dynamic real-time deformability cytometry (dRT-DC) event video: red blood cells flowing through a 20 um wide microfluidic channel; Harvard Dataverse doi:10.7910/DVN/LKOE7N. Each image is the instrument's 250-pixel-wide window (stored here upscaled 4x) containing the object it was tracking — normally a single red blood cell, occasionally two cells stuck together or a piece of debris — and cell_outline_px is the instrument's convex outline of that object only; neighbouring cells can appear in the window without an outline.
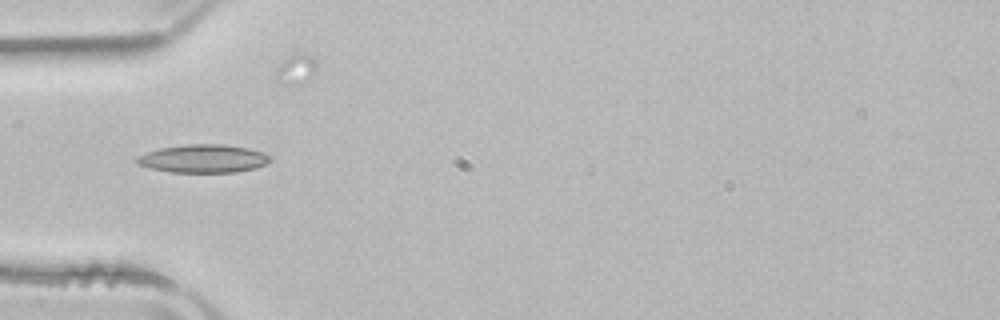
{"species": "common noctule bat (a hibernating species)", "species_latin": "Nyctalus noctula", "temperature_condition": "room temperature", "stored_images_in_passage": 38, "camera_frame_rate_fps": 3000, "um_per_image_px": 0.085, "animal": {"sex": "male", "body_mass_g": 21.5, "forearm_length_mm": 52.0}, "frame": {"image": 1, "passage_image": 1, "time_ms": 0.0, "image_size_px": [1000, 320], "cell_outline_px": [[272, 160], [268, 164], [256, 168], [236, 172], [168, 172], [136, 164], [136, 156], [160, 148], [188, 144], [224, 144], [248, 148], [264, 152]], "centroid_in_image_um": [17.3, 13.48], "position_along_channel_um": 67.7, "area_um2": 21.96}}
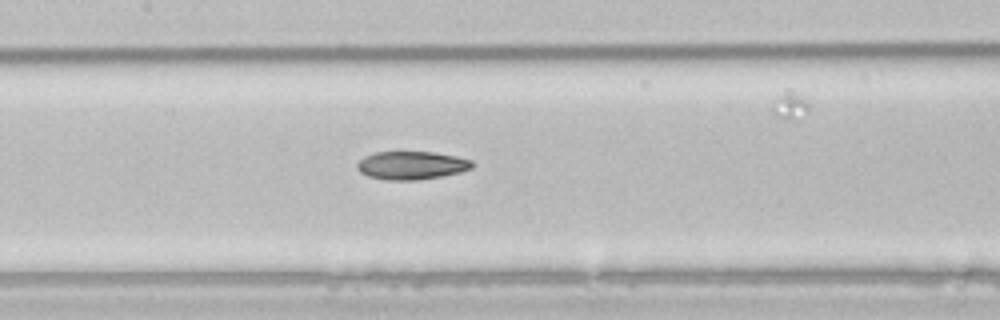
{"frame": {"image": 2, "passage_image": 9, "time_ms": 2.667, "image_size_px": [1000, 320], "cell_outline_px": [[472, 168], [460, 172], [440, 176], [416, 180], [384, 180], [368, 176], [360, 172], [356, 168], [356, 164], [364, 156], [376, 152], [436, 152], [456, 156], [472, 160]], "centroid_in_image_um": [34.95, 14.05], "position_along_channel_um": 172.4, "area_um2": 18.9}}
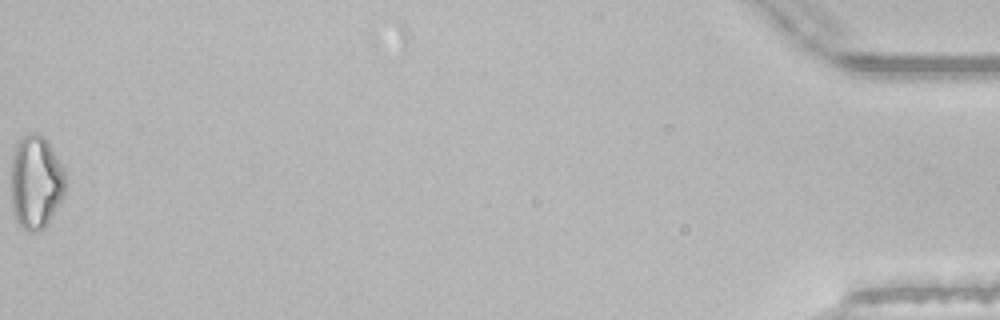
{"frame": {"image": 3, "passage_image": 37, "time_ms": 12.0, "image_size_px": [1000, 320], "cell_outline_px": [[64, 192], [48, 224], [44, 228], [32, 232], [28, 232], [16, 220], [12, 212], [12, 156], [16, 144], [24, 136], [32, 132], [36, 132], [44, 136], [60, 164], [64, 172]], "centroid_in_image_um": [3.02, 15.49], "position_along_channel_um": 432.2, "area_um2": 29.13}, "authors_computed_cell_mechanics": {"area_um2": 19.1607, "velocity_mm_per_s": 3.8987, "shape_relaxation_time_tau1_ms": null, "shape_relaxation_time_tau2_ms": 6.8406, "deformation_change_tau1": null, "deformation_change_tau2": 0.1578}}